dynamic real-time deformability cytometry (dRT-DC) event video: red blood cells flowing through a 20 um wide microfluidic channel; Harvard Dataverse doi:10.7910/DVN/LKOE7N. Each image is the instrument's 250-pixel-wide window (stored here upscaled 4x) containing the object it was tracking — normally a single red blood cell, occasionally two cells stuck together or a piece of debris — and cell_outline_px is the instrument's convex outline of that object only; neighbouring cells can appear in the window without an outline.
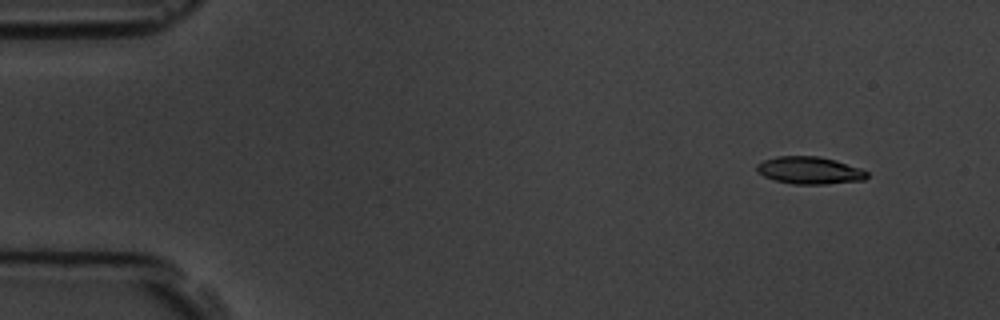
{"species": "common noctule bat (a hibernating species)", "species_latin": "Nyctalus noctula", "temperature_condition": "room temperature", "stored_images_in_passage": 4, "camera_frame_rate_fps": 3000, "um_per_image_px": 0.085, "animal": {"sex": "male", "body_mass_g": 19.5, "forearm_length_mm": 54.6}, "frame": {"image": 1, "passage_image": 1, "time_ms": 0.0, "image_size_px": [1000, 320], "cell_outline_px": [[868, 176], [864, 180], [824, 184], [792, 184], [776, 180], [764, 176], [756, 172], [756, 164], [764, 160], [776, 156], [820, 156], [836, 160], [860, 168], [868, 172]], "centroid_in_image_um": [68.8, 14.47], "position_along_channel_um": 16.2, "area_um2": 17.63}}
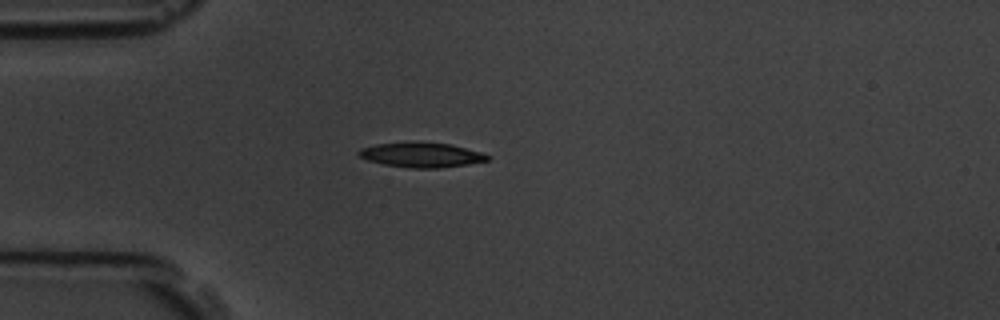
{"frame": {"image": 2, "passage_image": 3, "time_ms": 3.333, "image_size_px": [1000, 320], "cell_outline_px": [[492, 156], [488, 160], [468, 164], [440, 168], [412, 168], [384, 164], [368, 160], [360, 156], [356, 152], [360, 148], [376, 144], [412, 140], [420, 140], [452, 144], [480, 152]], "centroid_in_image_um": [35.81, 13.13], "position_along_channel_um": 49.2, "area_um2": 19.07}}